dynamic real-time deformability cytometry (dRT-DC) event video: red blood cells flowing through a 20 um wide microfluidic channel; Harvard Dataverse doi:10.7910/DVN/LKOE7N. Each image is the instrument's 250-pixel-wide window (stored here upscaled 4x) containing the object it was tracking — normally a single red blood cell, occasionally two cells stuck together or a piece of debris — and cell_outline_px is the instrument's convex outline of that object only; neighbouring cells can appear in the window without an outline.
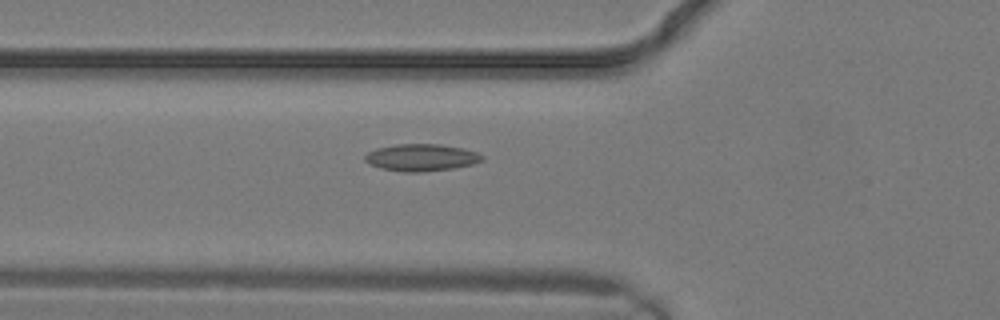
{"species": "common noctule bat (a hibernating species)", "species_latin": "Nyctalus noctula", "temperature_condition": "warm", "stored_images_in_passage": 4, "camera_frame_rate_fps": 3000, "um_per_image_px": 0.085, "animal": {"sex": "male", "body_mass_g": 19.2, "forearm_length_mm": 51.8}, "frame": {"image": 1, "passage_image": 2, "time_ms": 0.333, "image_size_px": [1000, 320], "cell_outline_px": [[484, 160], [472, 164], [456, 168], [420, 172], [404, 172], [380, 168], [368, 164], [364, 160], [364, 156], [368, 152], [376, 148], [396, 144], [440, 144], [464, 148], [476, 152], [484, 156]], "centroid_in_image_um": [35.81, 13.39], "position_along_channel_um": 90.0, "area_um2": 18.67}}
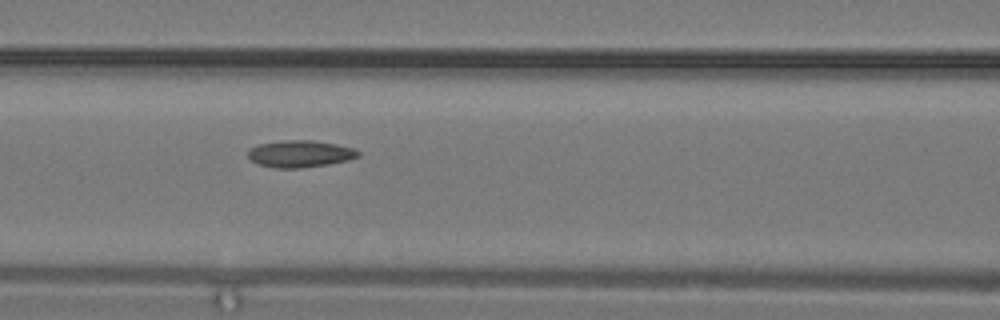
{"frame": {"image": 2, "passage_image": 4, "time_ms": 1.0, "image_size_px": [1000, 320], "cell_outline_px": [[360, 156], [348, 160], [328, 164], [300, 168], [276, 168], [256, 164], [248, 156], [248, 152], [252, 148], [260, 144], [284, 140], [312, 140], [336, 144], [352, 148], [360, 152]], "centroid_in_image_um": [25.51, 13.08], "position_along_channel_um": 141.1, "area_um2": 17.17}}